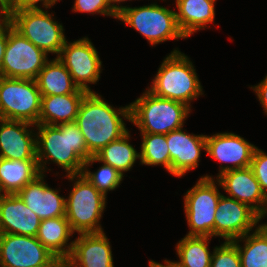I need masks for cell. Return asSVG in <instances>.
<instances>
[{
	"mask_svg": "<svg viewBox=\"0 0 267 267\" xmlns=\"http://www.w3.org/2000/svg\"><path fill=\"white\" fill-rule=\"evenodd\" d=\"M36 157L40 173L47 161H53L67 175L82 174L84 162L91 156L79 127L75 122L59 125L37 124ZM45 160V161H44Z\"/></svg>",
	"mask_w": 267,
	"mask_h": 267,
	"instance_id": "1",
	"label": "cell"
},
{
	"mask_svg": "<svg viewBox=\"0 0 267 267\" xmlns=\"http://www.w3.org/2000/svg\"><path fill=\"white\" fill-rule=\"evenodd\" d=\"M123 119L130 122V104L118 109L96 92H88L84 96L75 123L83 134L90 156H95L128 131Z\"/></svg>",
	"mask_w": 267,
	"mask_h": 267,
	"instance_id": "2",
	"label": "cell"
},
{
	"mask_svg": "<svg viewBox=\"0 0 267 267\" xmlns=\"http://www.w3.org/2000/svg\"><path fill=\"white\" fill-rule=\"evenodd\" d=\"M152 81L147 89L154 95L189 107L192 100L204 94L192 61L177 48L163 60Z\"/></svg>",
	"mask_w": 267,
	"mask_h": 267,
	"instance_id": "3",
	"label": "cell"
},
{
	"mask_svg": "<svg viewBox=\"0 0 267 267\" xmlns=\"http://www.w3.org/2000/svg\"><path fill=\"white\" fill-rule=\"evenodd\" d=\"M191 108L184 103L161 98L148 89L130 103V122L140 133L164 134L183 128Z\"/></svg>",
	"mask_w": 267,
	"mask_h": 267,
	"instance_id": "4",
	"label": "cell"
},
{
	"mask_svg": "<svg viewBox=\"0 0 267 267\" xmlns=\"http://www.w3.org/2000/svg\"><path fill=\"white\" fill-rule=\"evenodd\" d=\"M75 181L65 199L66 219L78 234L104 232L100 223L106 207V196L82 174L66 175ZM75 179V180H74Z\"/></svg>",
	"mask_w": 267,
	"mask_h": 267,
	"instance_id": "5",
	"label": "cell"
},
{
	"mask_svg": "<svg viewBox=\"0 0 267 267\" xmlns=\"http://www.w3.org/2000/svg\"><path fill=\"white\" fill-rule=\"evenodd\" d=\"M3 15L12 27L27 38L36 47L47 54L58 57L65 44L66 37L62 24L52 18V14L40 9L3 10Z\"/></svg>",
	"mask_w": 267,
	"mask_h": 267,
	"instance_id": "6",
	"label": "cell"
},
{
	"mask_svg": "<svg viewBox=\"0 0 267 267\" xmlns=\"http://www.w3.org/2000/svg\"><path fill=\"white\" fill-rule=\"evenodd\" d=\"M175 12L156 3L133 8L123 6L118 20L134 28L154 46L167 40L186 38L179 29Z\"/></svg>",
	"mask_w": 267,
	"mask_h": 267,
	"instance_id": "7",
	"label": "cell"
},
{
	"mask_svg": "<svg viewBox=\"0 0 267 267\" xmlns=\"http://www.w3.org/2000/svg\"><path fill=\"white\" fill-rule=\"evenodd\" d=\"M41 92L36 80L0 76V118L39 124Z\"/></svg>",
	"mask_w": 267,
	"mask_h": 267,
	"instance_id": "8",
	"label": "cell"
},
{
	"mask_svg": "<svg viewBox=\"0 0 267 267\" xmlns=\"http://www.w3.org/2000/svg\"><path fill=\"white\" fill-rule=\"evenodd\" d=\"M212 176L205 175L184 196L190 231L186 236L213 237L217 203L222 195Z\"/></svg>",
	"mask_w": 267,
	"mask_h": 267,
	"instance_id": "9",
	"label": "cell"
},
{
	"mask_svg": "<svg viewBox=\"0 0 267 267\" xmlns=\"http://www.w3.org/2000/svg\"><path fill=\"white\" fill-rule=\"evenodd\" d=\"M48 54L16 31L7 19V45L0 76L35 80L49 61Z\"/></svg>",
	"mask_w": 267,
	"mask_h": 267,
	"instance_id": "10",
	"label": "cell"
},
{
	"mask_svg": "<svg viewBox=\"0 0 267 267\" xmlns=\"http://www.w3.org/2000/svg\"><path fill=\"white\" fill-rule=\"evenodd\" d=\"M0 267H63L33 236L0 233Z\"/></svg>",
	"mask_w": 267,
	"mask_h": 267,
	"instance_id": "11",
	"label": "cell"
},
{
	"mask_svg": "<svg viewBox=\"0 0 267 267\" xmlns=\"http://www.w3.org/2000/svg\"><path fill=\"white\" fill-rule=\"evenodd\" d=\"M58 58L65 65L74 83L80 89L94 92L89 84H96L99 81L102 72V61L88 37L70 43L66 40Z\"/></svg>",
	"mask_w": 267,
	"mask_h": 267,
	"instance_id": "12",
	"label": "cell"
},
{
	"mask_svg": "<svg viewBox=\"0 0 267 267\" xmlns=\"http://www.w3.org/2000/svg\"><path fill=\"white\" fill-rule=\"evenodd\" d=\"M214 218V236L233 241L253 231L259 224L258 214L248 205L221 195Z\"/></svg>",
	"mask_w": 267,
	"mask_h": 267,
	"instance_id": "13",
	"label": "cell"
},
{
	"mask_svg": "<svg viewBox=\"0 0 267 267\" xmlns=\"http://www.w3.org/2000/svg\"><path fill=\"white\" fill-rule=\"evenodd\" d=\"M256 148L243 137L231 132L206 135L207 155L219 162L231 164L221 165L217 177L229 170L249 167Z\"/></svg>",
	"mask_w": 267,
	"mask_h": 267,
	"instance_id": "14",
	"label": "cell"
},
{
	"mask_svg": "<svg viewBox=\"0 0 267 267\" xmlns=\"http://www.w3.org/2000/svg\"><path fill=\"white\" fill-rule=\"evenodd\" d=\"M170 153V174L182 177L198 167L202 149L206 151V135L184 132L182 128L166 134Z\"/></svg>",
	"mask_w": 267,
	"mask_h": 267,
	"instance_id": "15",
	"label": "cell"
},
{
	"mask_svg": "<svg viewBox=\"0 0 267 267\" xmlns=\"http://www.w3.org/2000/svg\"><path fill=\"white\" fill-rule=\"evenodd\" d=\"M30 126L33 127L34 124L25 121L0 120L1 158L8 160H37L36 133L32 129H28Z\"/></svg>",
	"mask_w": 267,
	"mask_h": 267,
	"instance_id": "16",
	"label": "cell"
},
{
	"mask_svg": "<svg viewBox=\"0 0 267 267\" xmlns=\"http://www.w3.org/2000/svg\"><path fill=\"white\" fill-rule=\"evenodd\" d=\"M78 235L63 267H114L111 245L104 232Z\"/></svg>",
	"mask_w": 267,
	"mask_h": 267,
	"instance_id": "17",
	"label": "cell"
},
{
	"mask_svg": "<svg viewBox=\"0 0 267 267\" xmlns=\"http://www.w3.org/2000/svg\"><path fill=\"white\" fill-rule=\"evenodd\" d=\"M44 174L27 183L17 195L40 220L66 216L65 197L50 188L44 181Z\"/></svg>",
	"mask_w": 267,
	"mask_h": 267,
	"instance_id": "18",
	"label": "cell"
},
{
	"mask_svg": "<svg viewBox=\"0 0 267 267\" xmlns=\"http://www.w3.org/2000/svg\"><path fill=\"white\" fill-rule=\"evenodd\" d=\"M40 221L17 194H0V233L36 237Z\"/></svg>",
	"mask_w": 267,
	"mask_h": 267,
	"instance_id": "19",
	"label": "cell"
},
{
	"mask_svg": "<svg viewBox=\"0 0 267 267\" xmlns=\"http://www.w3.org/2000/svg\"><path fill=\"white\" fill-rule=\"evenodd\" d=\"M216 181V184L221 186L230 198L248 205L259 214L265 195L250 166L226 171L219 175Z\"/></svg>",
	"mask_w": 267,
	"mask_h": 267,
	"instance_id": "20",
	"label": "cell"
},
{
	"mask_svg": "<svg viewBox=\"0 0 267 267\" xmlns=\"http://www.w3.org/2000/svg\"><path fill=\"white\" fill-rule=\"evenodd\" d=\"M87 93L79 88L73 94L42 96L39 124L75 122L81 101Z\"/></svg>",
	"mask_w": 267,
	"mask_h": 267,
	"instance_id": "21",
	"label": "cell"
},
{
	"mask_svg": "<svg viewBox=\"0 0 267 267\" xmlns=\"http://www.w3.org/2000/svg\"><path fill=\"white\" fill-rule=\"evenodd\" d=\"M73 233L66 216H62L41 220L36 238L63 263L71 254L73 241H68Z\"/></svg>",
	"mask_w": 267,
	"mask_h": 267,
	"instance_id": "22",
	"label": "cell"
},
{
	"mask_svg": "<svg viewBox=\"0 0 267 267\" xmlns=\"http://www.w3.org/2000/svg\"><path fill=\"white\" fill-rule=\"evenodd\" d=\"M216 0H176V20L186 38L214 23Z\"/></svg>",
	"mask_w": 267,
	"mask_h": 267,
	"instance_id": "23",
	"label": "cell"
},
{
	"mask_svg": "<svg viewBox=\"0 0 267 267\" xmlns=\"http://www.w3.org/2000/svg\"><path fill=\"white\" fill-rule=\"evenodd\" d=\"M129 130L119 139L110 142L102 148L95 156H91L84 162L83 168H88L95 162H102L112 166L123 176L124 172L129 171L135 161L140 159V153L129 143Z\"/></svg>",
	"mask_w": 267,
	"mask_h": 267,
	"instance_id": "24",
	"label": "cell"
},
{
	"mask_svg": "<svg viewBox=\"0 0 267 267\" xmlns=\"http://www.w3.org/2000/svg\"><path fill=\"white\" fill-rule=\"evenodd\" d=\"M40 174L37 160H8L0 157V194H17Z\"/></svg>",
	"mask_w": 267,
	"mask_h": 267,
	"instance_id": "25",
	"label": "cell"
},
{
	"mask_svg": "<svg viewBox=\"0 0 267 267\" xmlns=\"http://www.w3.org/2000/svg\"><path fill=\"white\" fill-rule=\"evenodd\" d=\"M35 80L41 96L73 94L79 89L58 57L48 61Z\"/></svg>",
	"mask_w": 267,
	"mask_h": 267,
	"instance_id": "26",
	"label": "cell"
},
{
	"mask_svg": "<svg viewBox=\"0 0 267 267\" xmlns=\"http://www.w3.org/2000/svg\"><path fill=\"white\" fill-rule=\"evenodd\" d=\"M244 242L241 246L239 242ZM241 259V267H267V228L258 225L253 233L231 241Z\"/></svg>",
	"mask_w": 267,
	"mask_h": 267,
	"instance_id": "27",
	"label": "cell"
},
{
	"mask_svg": "<svg viewBox=\"0 0 267 267\" xmlns=\"http://www.w3.org/2000/svg\"><path fill=\"white\" fill-rule=\"evenodd\" d=\"M212 237L185 236L176 246L179 261H172L176 267H210L212 254L209 241Z\"/></svg>",
	"mask_w": 267,
	"mask_h": 267,
	"instance_id": "28",
	"label": "cell"
},
{
	"mask_svg": "<svg viewBox=\"0 0 267 267\" xmlns=\"http://www.w3.org/2000/svg\"><path fill=\"white\" fill-rule=\"evenodd\" d=\"M140 162L148 166H163L170 173V153L166 135L141 133Z\"/></svg>",
	"mask_w": 267,
	"mask_h": 267,
	"instance_id": "29",
	"label": "cell"
},
{
	"mask_svg": "<svg viewBox=\"0 0 267 267\" xmlns=\"http://www.w3.org/2000/svg\"><path fill=\"white\" fill-rule=\"evenodd\" d=\"M88 168H83L84 175L97 189L107 197V192L119 187L123 180V175L112 166L103 163L96 172H91Z\"/></svg>",
	"mask_w": 267,
	"mask_h": 267,
	"instance_id": "30",
	"label": "cell"
},
{
	"mask_svg": "<svg viewBox=\"0 0 267 267\" xmlns=\"http://www.w3.org/2000/svg\"><path fill=\"white\" fill-rule=\"evenodd\" d=\"M210 267H241L237 247L231 241H224L221 246H216L212 253Z\"/></svg>",
	"mask_w": 267,
	"mask_h": 267,
	"instance_id": "31",
	"label": "cell"
},
{
	"mask_svg": "<svg viewBox=\"0 0 267 267\" xmlns=\"http://www.w3.org/2000/svg\"><path fill=\"white\" fill-rule=\"evenodd\" d=\"M73 12L98 13L118 19V13L113 9L109 0H75Z\"/></svg>",
	"mask_w": 267,
	"mask_h": 267,
	"instance_id": "32",
	"label": "cell"
},
{
	"mask_svg": "<svg viewBox=\"0 0 267 267\" xmlns=\"http://www.w3.org/2000/svg\"><path fill=\"white\" fill-rule=\"evenodd\" d=\"M254 176L258 180L261 190L264 195L267 194V154L258 149H255L251 165Z\"/></svg>",
	"mask_w": 267,
	"mask_h": 267,
	"instance_id": "33",
	"label": "cell"
},
{
	"mask_svg": "<svg viewBox=\"0 0 267 267\" xmlns=\"http://www.w3.org/2000/svg\"><path fill=\"white\" fill-rule=\"evenodd\" d=\"M58 1L60 0H5L3 10L40 9L37 4L39 2H42V7L45 9H50Z\"/></svg>",
	"mask_w": 267,
	"mask_h": 267,
	"instance_id": "34",
	"label": "cell"
},
{
	"mask_svg": "<svg viewBox=\"0 0 267 267\" xmlns=\"http://www.w3.org/2000/svg\"><path fill=\"white\" fill-rule=\"evenodd\" d=\"M250 89L255 91V94L264 109V113L267 115V75L260 83H258V85L254 87L252 86Z\"/></svg>",
	"mask_w": 267,
	"mask_h": 267,
	"instance_id": "35",
	"label": "cell"
},
{
	"mask_svg": "<svg viewBox=\"0 0 267 267\" xmlns=\"http://www.w3.org/2000/svg\"><path fill=\"white\" fill-rule=\"evenodd\" d=\"M7 45V18L0 16V70Z\"/></svg>",
	"mask_w": 267,
	"mask_h": 267,
	"instance_id": "36",
	"label": "cell"
},
{
	"mask_svg": "<svg viewBox=\"0 0 267 267\" xmlns=\"http://www.w3.org/2000/svg\"><path fill=\"white\" fill-rule=\"evenodd\" d=\"M265 215H267V194L265 195V200H264L263 207H262L261 211L258 214V221L260 222V220H262V218H264ZM260 226H263V227L267 228V223L261 224Z\"/></svg>",
	"mask_w": 267,
	"mask_h": 267,
	"instance_id": "37",
	"label": "cell"
},
{
	"mask_svg": "<svg viewBox=\"0 0 267 267\" xmlns=\"http://www.w3.org/2000/svg\"><path fill=\"white\" fill-rule=\"evenodd\" d=\"M127 0H109L111 6L113 7V9L119 13V11L123 8L122 5H119L121 2H125ZM132 1V0H129ZM113 3V4H112ZM118 4V5H117Z\"/></svg>",
	"mask_w": 267,
	"mask_h": 267,
	"instance_id": "38",
	"label": "cell"
},
{
	"mask_svg": "<svg viewBox=\"0 0 267 267\" xmlns=\"http://www.w3.org/2000/svg\"><path fill=\"white\" fill-rule=\"evenodd\" d=\"M164 262H165V263H164L165 265L158 263V267H176V266L172 263V261L164 260Z\"/></svg>",
	"mask_w": 267,
	"mask_h": 267,
	"instance_id": "39",
	"label": "cell"
},
{
	"mask_svg": "<svg viewBox=\"0 0 267 267\" xmlns=\"http://www.w3.org/2000/svg\"><path fill=\"white\" fill-rule=\"evenodd\" d=\"M149 267H158V263L155 262L154 260L149 261Z\"/></svg>",
	"mask_w": 267,
	"mask_h": 267,
	"instance_id": "40",
	"label": "cell"
},
{
	"mask_svg": "<svg viewBox=\"0 0 267 267\" xmlns=\"http://www.w3.org/2000/svg\"><path fill=\"white\" fill-rule=\"evenodd\" d=\"M3 15V2L0 0V16Z\"/></svg>",
	"mask_w": 267,
	"mask_h": 267,
	"instance_id": "41",
	"label": "cell"
}]
</instances>
